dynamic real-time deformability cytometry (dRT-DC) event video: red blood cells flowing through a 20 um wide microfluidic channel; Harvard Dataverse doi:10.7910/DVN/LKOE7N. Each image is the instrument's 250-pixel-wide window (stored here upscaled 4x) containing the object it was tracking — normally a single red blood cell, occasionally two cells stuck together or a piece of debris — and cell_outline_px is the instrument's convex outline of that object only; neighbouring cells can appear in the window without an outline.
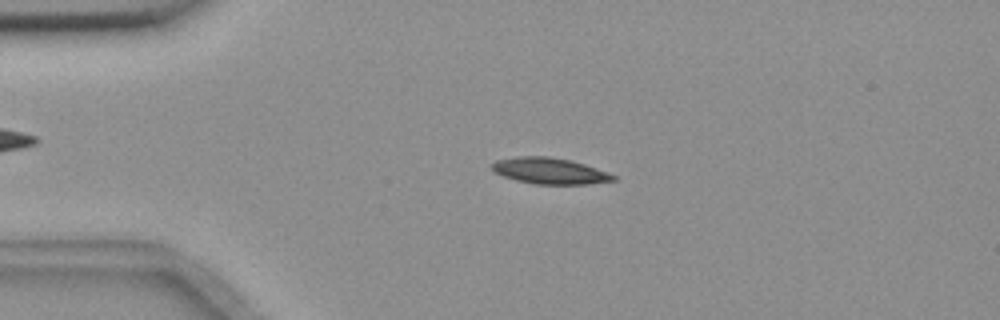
{"species": "common noctule bat (a hibernating species)", "species_latin": "Nyctalus noctula", "temperature_condition": "room temperature", "stored_images_in_passage": 56, "camera_frame_rate_fps": 3000, "um_per_image_px": 0.085, "animal": {"sex": "female", "body_mass_g": 18.4}, "frame": {"image": 1, "passage_image": 13, "time_ms": 4.0, "image_size_px": [1000, 320], "cell_outline_px": [[616, 180], [588, 184], [532, 184], [516, 180], [504, 176], [488, 168], [496, 160], [516, 156], [548, 156], [568, 160], [584, 164], [608, 172], [616, 176]], "centroid_in_image_um": [46.7, 14.52], "position_along_channel_um": 38.3, "area_um2": 18.5}}
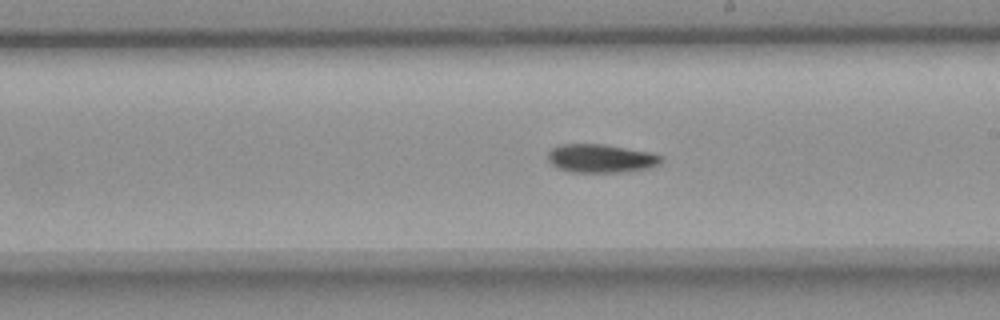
{"frame": {"image": 2, "passage_image": 32, "time_ms": 10.333, "image_size_px": [1000, 320], "cell_outline_px": [[664, 160], [660, 164], [648, 168], [620, 172], [572, 172], [560, 168], [552, 164], [548, 160], [548, 152], [552, 148], [560, 144], [604, 144], [652, 152], [660, 156]], "centroid_in_image_um": [51.1, 13.45], "position_along_channel_um": 237.9, "area_um2": 18.79}}
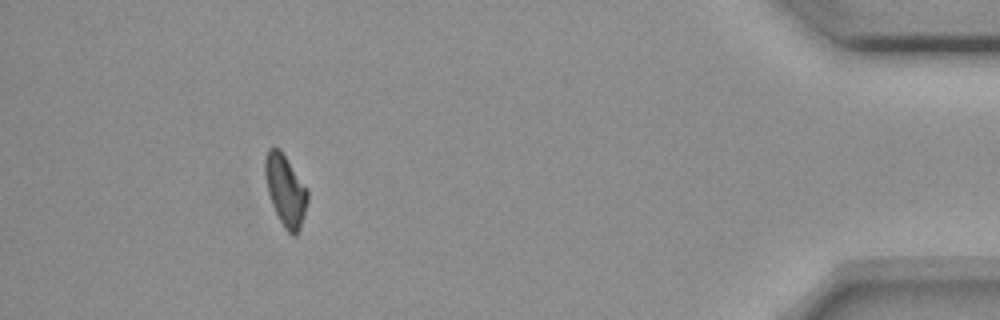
{"frame": {"image": 3, "passage_image": 51, "time_ms": 16.667, "image_size_px": [1000, 320], "cell_outline_px": [[308, 200], [300, 228], [296, 236], [292, 236], [284, 228], [272, 204], [268, 192], [264, 172], [264, 156], [268, 148], [280, 148], [308, 188]], "centroid_in_image_um": [24.27, 16.15], "position_along_channel_um": 410.9, "area_um2": 17.8}, "authors_computed_cell_mechanics": {"area_um2": 18.207, "velocity_mm_per_s": 3.6566, "shape_relaxation_time_tau1_ms": 6.9381, "shape_relaxation_time_tau2_ms": null, "deformation_change_tau1": 0.154, "deformation_change_tau2": null}}